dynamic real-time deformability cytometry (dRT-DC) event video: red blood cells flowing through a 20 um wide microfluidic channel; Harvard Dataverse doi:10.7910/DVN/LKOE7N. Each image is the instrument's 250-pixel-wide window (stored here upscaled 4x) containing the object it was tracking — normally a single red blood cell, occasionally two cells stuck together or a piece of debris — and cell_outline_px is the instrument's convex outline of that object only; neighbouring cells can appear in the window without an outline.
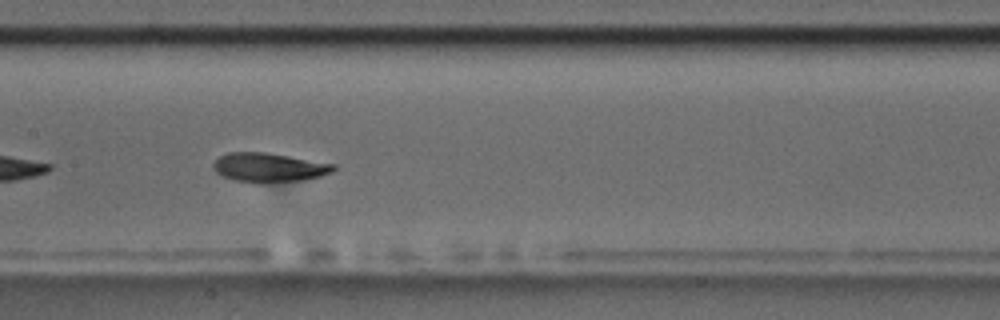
{"species": "common noctule bat (a hibernating species)", "species_latin": "Nyctalus noctula", "temperature_condition": "room temperature", "stored_images_in_passage": 41, "camera_frame_rate_fps": 3000, "um_per_image_px": 0.085, "animal": {"sex": "male", "body_mass_g": 17.5, "forearm_length_mm": 52.3}, "frame": {"image": 1, "passage_image": 12, "time_ms": 3.667, "image_size_px": [1000, 320], "cell_outline_px": [[336, 168], [332, 172], [320, 176], [304, 180], [268, 184], [256, 184], [236, 180], [224, 176], [216, 172], [212, 168], [212, 164], [220, 156], [228, 152], [264, 152], [336, 164]], "centroid_in_image_um": [22.86, 14.26], "position_along_channel_um": 184.5, "area_um2": 20.69}, "authors_computed_cell_mechanics": {"area_um2": 20.6346, "velocity_mm_per_s": 3.5912, "shape_relaxation_time_tau1_ms": 2.1278, "shape_relaxation_time_tau2_ms": 1.4522, "deformation_change_tau1": 0.1183, "deformation_change_tau2": 0.0645}}